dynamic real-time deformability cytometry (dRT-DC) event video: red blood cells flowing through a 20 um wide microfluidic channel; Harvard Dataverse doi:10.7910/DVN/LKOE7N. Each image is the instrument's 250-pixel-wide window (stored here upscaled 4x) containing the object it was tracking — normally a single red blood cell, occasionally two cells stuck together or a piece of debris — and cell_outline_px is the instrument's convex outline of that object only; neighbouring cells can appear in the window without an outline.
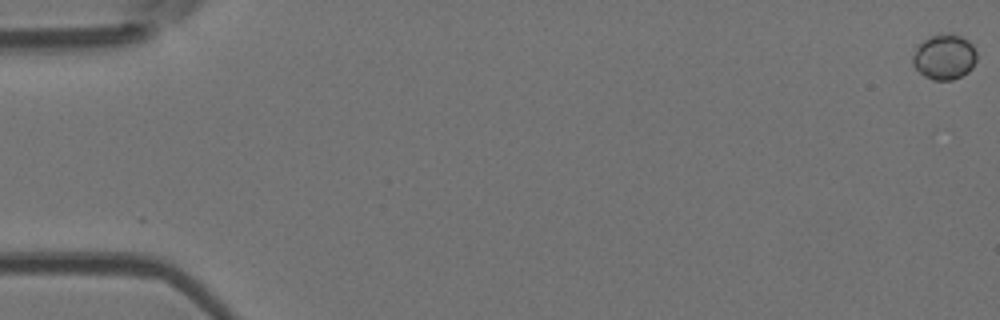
{"species": "Egyptian fruit bat (a non-hibernating species)", "species_latin": "Rousettus aegyptiacus", "temperature_condition": "room temperature", "stored_images_in_passage": 9, "camera_frame_rate_fps": 3000, "um_per_image_px": 0.085, "animal": {"sex": "female"}, "frame": {"image": 1, "passage_image": 1, "time_ms": 0.0, "image_size_px": [1000, 320], "cell_outline_px": [[976, 60], [972, 68], [968, 72], [952, 80], [932, 80], [924, 76], [912, 64], [912, 56], [916, 48], [924, 40], [940, 32], [952, 32], [968, 40], [972, 44], [976, 52]], "centroid_in_image_um": [80.27, 4.82], "position_along_channel_um": 4.7, "area_um2": 17.05}}